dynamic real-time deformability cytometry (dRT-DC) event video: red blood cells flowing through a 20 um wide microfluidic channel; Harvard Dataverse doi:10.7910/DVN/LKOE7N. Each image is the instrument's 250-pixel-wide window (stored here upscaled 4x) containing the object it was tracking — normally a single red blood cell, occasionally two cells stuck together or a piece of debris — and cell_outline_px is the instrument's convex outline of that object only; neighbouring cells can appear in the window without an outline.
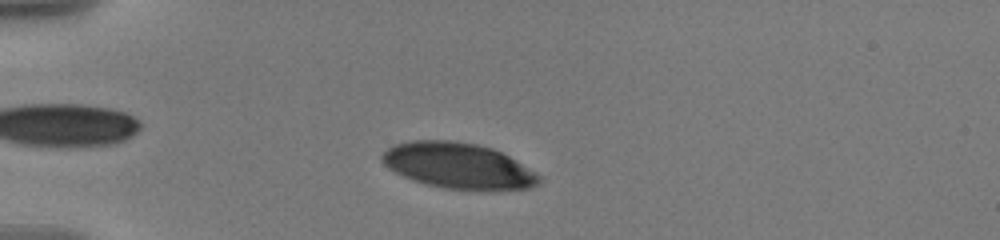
{"species": "human", "species_latin": "Homo sapiens", "temperature_condition": "warm", "stored_images_in_passage": 51, "camera_frame_rate_fps": 3000, "um_per_image_px": 0.085, "donor": {"sex": "male"}, "frame": {"image": 1, "passage_image": 10, "time_ms": 3.0, "image_size_px": [1000, 240], "cell_outline_px": [[544, 180], [528, 188], [444, 188], [412, 180], [388, 168], [380, 160], [380, 156], [392, 144], [408, 140], [456, 140], [476, 144], [492, 148], [516, 160], [536, 172]], "centroid_in_image_um": [38.89, 14.04], "position_along_channel_um": 46.1, "area_um2": 41.33}}
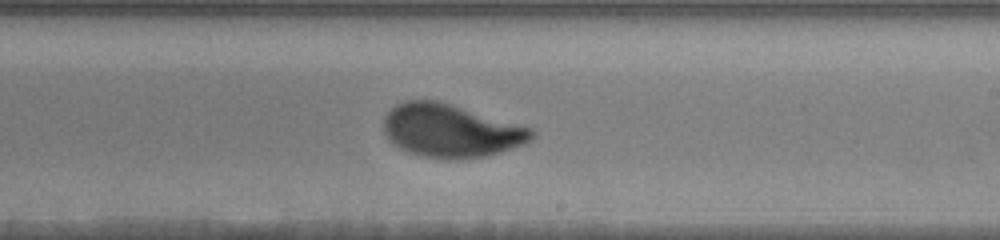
{"frame": {"image": 2, "passage_image": 30, "time_ms": 9.667, "image_size_px": [1000, 240], "cell_outline_px": [[536, 136], [532, 140], [524, 144], [488, 156], [460, 160], [444, 160], [420, 156], [408, 152], [392, 144], [388, 140], [384, 132], [384, 116], [396, 104], [404, 100], [440, 100], [532, 128], [536, 132]], "centroid_in_image_um": [38.32, 11.12], "position_along_channel_um": 250.7, "area_um2": 46.59}}
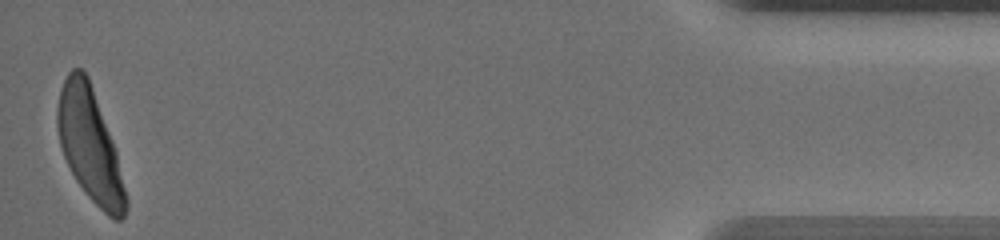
{"frame": {"image": 3, "passage_image": 51, "time_ms": 16.667, "image_size_px": [1000, 240], "cell_outline_px": [[128, 208], [124, 216], [120, 220], [116, 220], [108, 216], [84, 192], [76, 180], [64, 156], [60, 144], [56, 128], [56, 108], [60, 88], [68, 72], [72, 68], [80, 68], [88, 76], [112, 140], [116, 152], [128, 200]], "centroid_in_image_um": [7.62, 12.32], "position_along_channel_um": 427.6, "area_um2": 44.56}, "authors_computed_cell_mechanics": {"area_um2": 44.3326, "velocity_mm_per_s": 3.573, "shape_relaxation_time_tau1_ms": 3.9363, "shape_relaxation_time_tau2_ms": null, "deformation_change_tau1": 0.1773, "deformation_change_tau2": null}}